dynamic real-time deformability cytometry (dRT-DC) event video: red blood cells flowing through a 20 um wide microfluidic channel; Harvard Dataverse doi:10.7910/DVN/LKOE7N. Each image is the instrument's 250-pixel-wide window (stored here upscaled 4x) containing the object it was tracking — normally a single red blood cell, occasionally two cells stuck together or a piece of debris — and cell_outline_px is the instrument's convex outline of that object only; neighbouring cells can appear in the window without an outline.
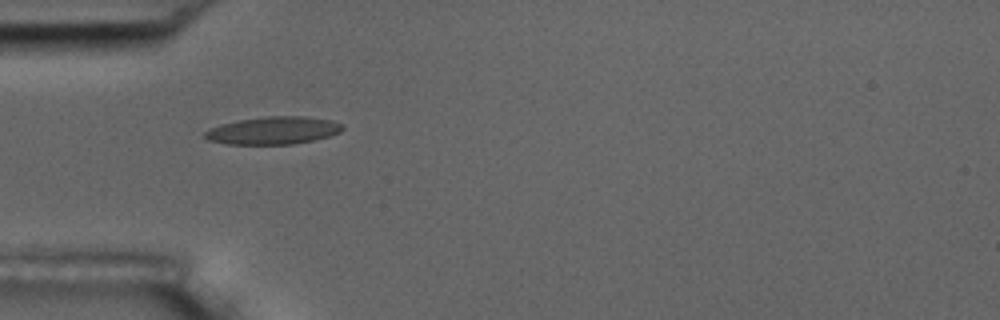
{"species": "common noctule bat (a hibernating species)", "species_latin": "Nyctalus noctula", "temperature_condition": "room temperature", "stored_images_in_passage": 3, "camera_frame_rate_fps": 3000, "um_per_image_px": 0.085, "animal": {"sex": "male", "body_mass_g": 17.5, "forearm_length_mm": 52.3}, "frame": {"image": 1, "passage_image": 2, "time_ms": 0.333, "image_size_px": [1000, 320], "cell_outline_px": [[344, 128], [340, 132], [328, 136], [312, 140], [292, 144], [224, 144], [208, 140], [204, 136], [204, 132], [208, 128], [220, 124], [240, 120], [264, 116], [304, 116], [332, 120], [344, 124]], "centroid_in_image_um": [23.21, 11.08], "position_along_channel_um": 61.8, "area_um2": 22.25}}